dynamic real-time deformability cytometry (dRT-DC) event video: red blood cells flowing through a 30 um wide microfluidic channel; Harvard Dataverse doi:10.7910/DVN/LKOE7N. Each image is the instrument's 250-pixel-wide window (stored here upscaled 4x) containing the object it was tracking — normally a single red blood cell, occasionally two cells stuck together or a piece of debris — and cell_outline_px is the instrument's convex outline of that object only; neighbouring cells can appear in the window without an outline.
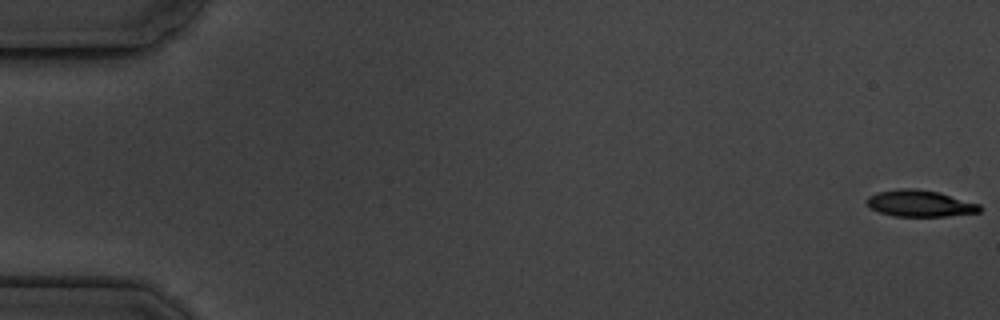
{"species": "common noctule bat (a hibernating species)", "species_latin": "Nyctalus noctula", "temperature_condition": "cold", "stored_images_in_passage": 8, "camera_frame_rate_fps": 3000, "um_per_image_px": 0.085, "animal": {"sex": "male", "body_mass_g": 19.5, "forearm_length_mm": 54.6}, "frame": {"image": 1, "passage_image": 1, "time_ms": 0.0, "image_size_px": [1000, 320], "cell_outline_px": [[980, 212], [948, 216], [892, 216], [880, 212], [872, 208], [864, 200], [868, 196], [876, 192], [900, 188], [916, 188], [940, 192], [980, 204]], "centroid_in_image_um": [78.18, 17.28], "position_along_channel_um": 6.8, "area_um2": 17.57}}